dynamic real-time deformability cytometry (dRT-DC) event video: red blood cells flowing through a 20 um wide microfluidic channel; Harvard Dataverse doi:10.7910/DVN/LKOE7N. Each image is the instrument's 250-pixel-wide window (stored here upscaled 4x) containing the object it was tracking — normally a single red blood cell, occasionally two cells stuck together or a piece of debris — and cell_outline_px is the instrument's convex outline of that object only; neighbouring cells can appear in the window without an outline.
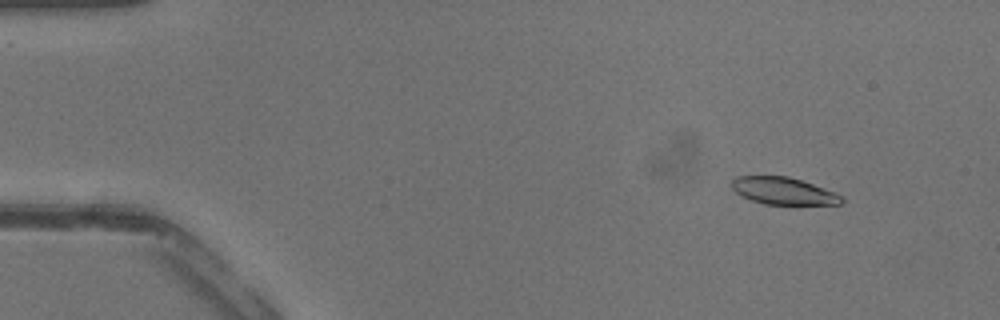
{"species": "common noctule bat (a hibernating species)", "species_latin": "Nyctalus noctula", "temperature_condition": "warm", "stored_images_in_passage": 42, "camera_frame_rate_fps": 3000, "um_per_image_px": 0.085, "animal": {"sex": "male", "body_mass_g": 13.3}, "frame": {"image": 1, "passage_image": 5, "time_ms": 1.333, "image_size_px": [1000, 320], "cell_outline_px": [[844, 200], [840, 204], [764, 204], [752, 200], [736, 192], [732, 188], [732, 180], [736, 176], [788, 176], [836, 192], [844, 196]], "centroid_in_image_um": [66.62, 16.23], "position_along_channel_um": 18.4, "area_um2": 17.22}}
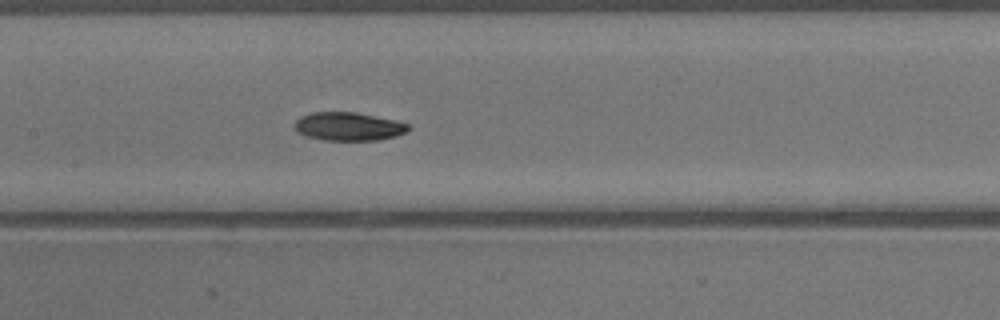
{"frame": {"image": 2, "passage_image": 21, "time_ms": 6.667, "image_size_px": [1000, 320], "cell_outline_px": [[412, 128], [396, 136], [380, 140], [324, 140], [304, 136], [296, 132], [292, 124], [300, 116], [312, 112], [356, 112], [396, 120], [412, 124]], "centroid_in_image_um": [29.61, 10.75], "position_along_channel_um": 177.8, "area_um2": 19.19}}
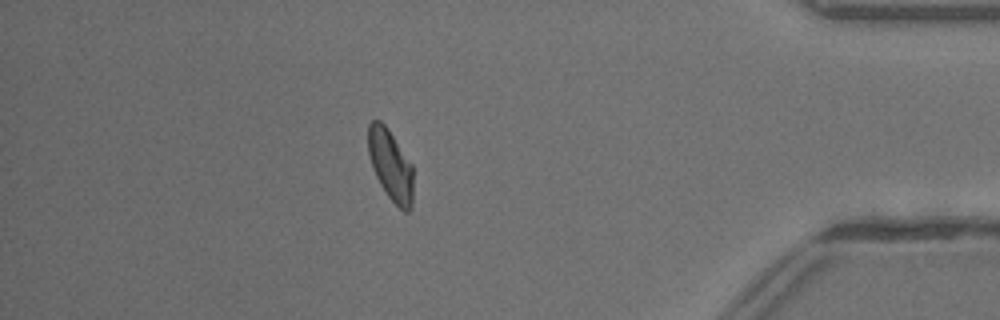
{"frame": {"image": 3, "passage_image": 37, "time_ms": 12.0, "image_size_px": [1000, 320], "cell_outline_px": [[412, 208], [408, 212], [404, 212], [388, 196], [380, 184], [376, 176], [368, 152], [368, 124], [372, 120], [380, 120], [388, 128], [412, 164]], "centroid_in_image_um": [33.2, 14.02], "position_along_channel_um": 402.0, "area_um2": 18.5}}